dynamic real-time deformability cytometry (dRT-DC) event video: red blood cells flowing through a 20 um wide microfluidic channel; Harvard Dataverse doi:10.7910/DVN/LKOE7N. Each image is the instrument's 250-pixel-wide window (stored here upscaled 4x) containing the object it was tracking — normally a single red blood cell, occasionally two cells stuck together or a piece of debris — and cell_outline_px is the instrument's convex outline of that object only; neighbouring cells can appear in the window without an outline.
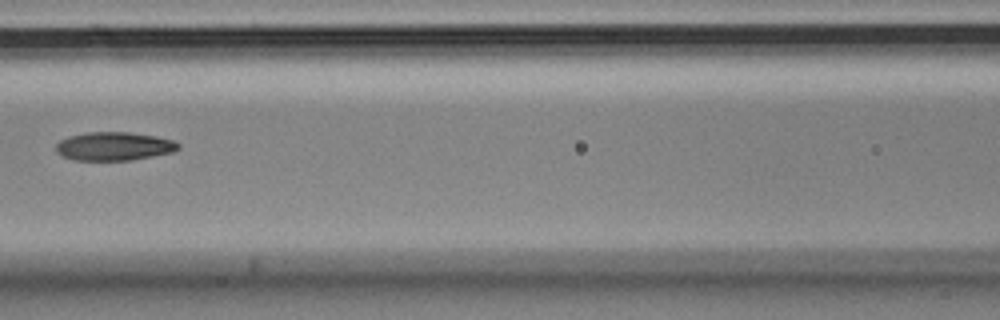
{"species": "Egyptian fruit bat (a non-hibernating species)", "species_latin": "Rousettus aegyptiacus", "temperature_condition": "cold", "stored_images_in_passage": 6, "camera_frame_rate_fps": 3000, "um_per_image_px": 0.085, "animal": {"sex": "male"}, "frame": {"image": 1, "passage_image": 6, "time_ms": 1.667, "image_size_px": [1000, 320], "cell_outline_px": [[180, 148], [172, 152], [132, 160], [72, 160], [56, 152], [56, 144], [60, 140], [68, 136], [88, 132], [128, 132], [156, 136], [172, 140], [180, 144]], "centroid_in_image_um": [9.68, 12.43], "position_along_channel_um": 156.9, "area_um2": 20.29}}